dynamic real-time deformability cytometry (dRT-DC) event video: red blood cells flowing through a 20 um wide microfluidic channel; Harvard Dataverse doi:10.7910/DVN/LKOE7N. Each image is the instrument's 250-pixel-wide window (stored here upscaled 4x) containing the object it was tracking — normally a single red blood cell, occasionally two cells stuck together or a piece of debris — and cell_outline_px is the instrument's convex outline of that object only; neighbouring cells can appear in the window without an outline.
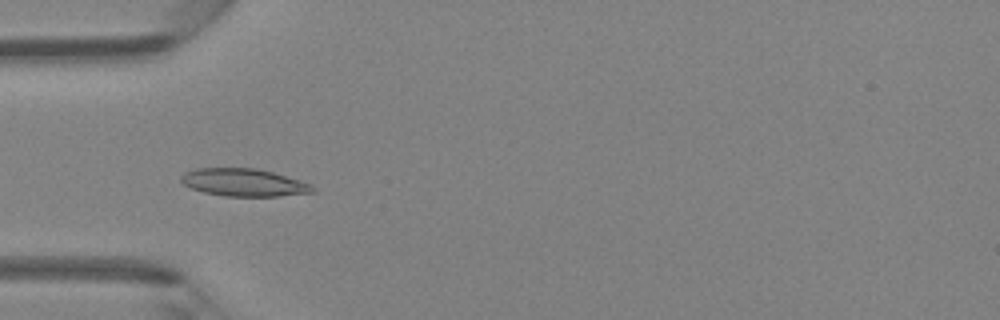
{"species": "Egyptian fruit bat (a non-hibernating species)", "species_latin": "Rousettus aegyptiacus", "temperature_condition": "room temperature", "stored_images_in_passage": 46, "camera_frame_rate_fps": 3000, "um_per_image_px": 0.085, "animal": {"sex": "female"}, "frame": {"image": 1, "passage_image": 14, "time_ms": 4.333, "image_size_px": [1000, 320], "cell_outline_px": [[316, 192], [280, 196], [224, 196], [204, 192], [192, 188], [184, 184], [180, 180], [180, 176], [184, 172], [196, 168], [256, 168], [272, 172], [312, 184], [316, 188]], "centroid_in_image_um": [20.74, 15.51], "position_along_channel_um": 64.3, "area_um2": 21.21}}
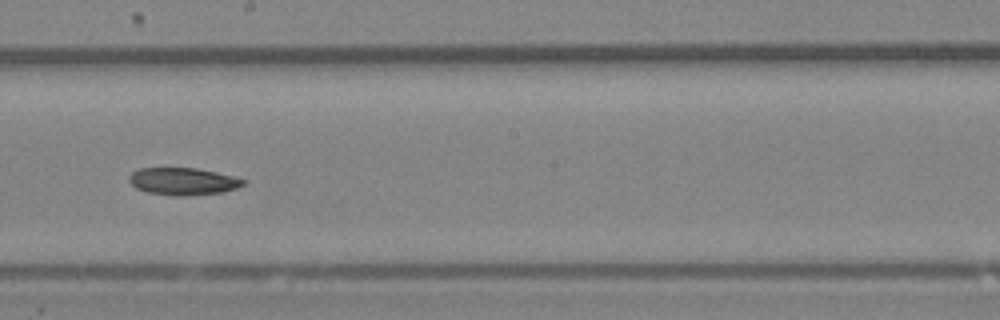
{"frame": {"image": 2, "passage_image": 26, "time_ms": 8.333, "image_size_px": [1000, 320], "cell_outline_px": [[244, 184], [236, 188], [220, 192], [184, 196], [176, 196], [148, 192], [136, 188], [128, 180], [128, 176], [132, 172], [140, 168], [196, 168], [216, 172], [232, 176], [244, 180]], "centroid_in_image_um": [15.51, 15.41], "position_along_channel_um": 232.7, "area_um2": 17.92}}
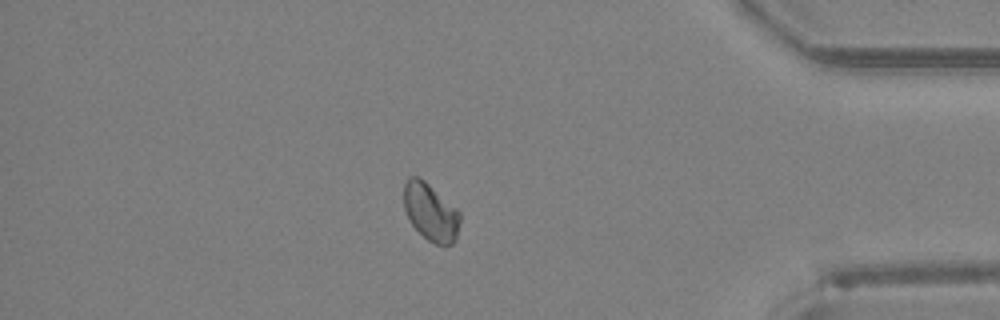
{"frame": {"image": 3, "passage_image": 40, "time_ms": 13.0, "image_size_px": [1000, 320], "cell_outline_px": [[460, 220], [456, 240], [452, 244], [444, 248], [428, 240], [412, 224], [404, 208], [404, 184], [408, 176], [420, 176], [456, 208], [460, 212]], "centroid_in_image_um": [36.62, 18.03], "position_along_channel_um": 398.6, "area_um2": 18.9}, "authors_computed_cell_mechanics": {"area_um2": 19.2763, "velocity_mm_per_s": 4.2553, "shape_relaxation_time_tau1_ms": 1.986, "shape_relaxation_time_tau2_ms": null, "deformation_change_tau1": 0.0666, "deformation_change_tau2": null}}